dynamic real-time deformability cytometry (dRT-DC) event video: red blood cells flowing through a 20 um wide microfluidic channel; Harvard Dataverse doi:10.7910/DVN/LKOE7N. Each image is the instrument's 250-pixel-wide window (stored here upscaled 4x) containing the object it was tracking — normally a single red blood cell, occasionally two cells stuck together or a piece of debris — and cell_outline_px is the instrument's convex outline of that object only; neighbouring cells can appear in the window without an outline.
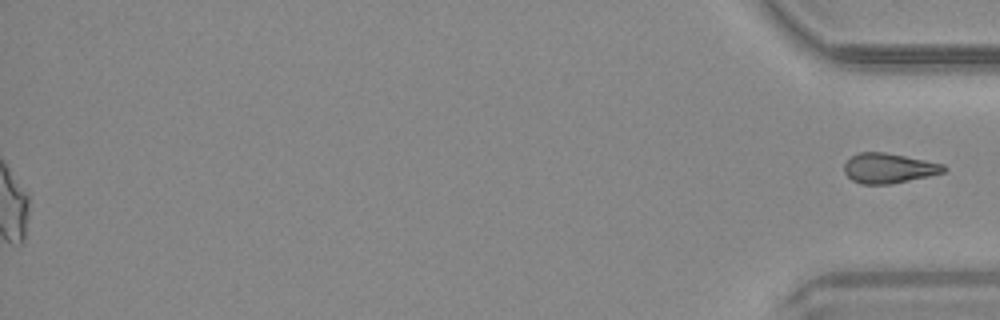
{"species": "common noctule bat (a hibernating species)", "species_latin": "Nyctalus noctula", "temperature_condition": "warm", "stored_images_in_passage": 32, "camera_frame_rate_fps": 3000, "um_per_image_px": 0.085, "animal": {"sex": "male", "body_mass_g": 20.4}, "frame": {"image": 1, "passage_image": 32, "time_ms": 10.333, "image_size_px": [1000, 320], "cell_outline_px": [[948, 168], [944, 172], [928, 176], [888, 184], [860, 184], [852, 180], [844, 172], [844, 164], [852, 156], [860, 152], [884, 152], [944, 164]], "centroid_in_image_um": [75.53, 14.3], "position_along_channel_um": 359.7, "area_um2": 17.17}}